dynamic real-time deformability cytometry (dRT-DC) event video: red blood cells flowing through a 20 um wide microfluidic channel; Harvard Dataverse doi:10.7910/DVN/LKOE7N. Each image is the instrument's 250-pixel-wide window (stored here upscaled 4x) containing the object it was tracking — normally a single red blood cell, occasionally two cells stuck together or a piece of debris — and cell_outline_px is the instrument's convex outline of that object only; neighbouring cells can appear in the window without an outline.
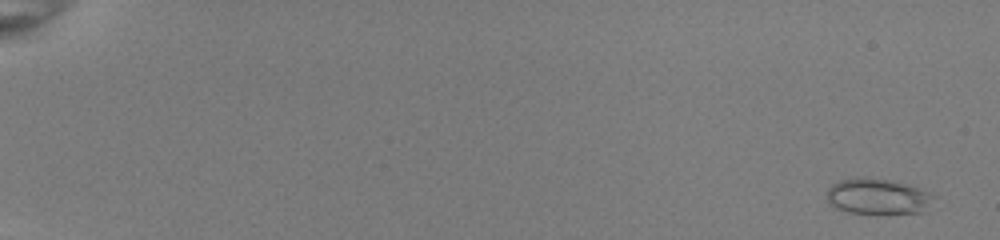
{"species": "common noctule bat (a hibernating species)", "species_latin": "Nyctalus noctula", "temperature_condition": "room temperature", "stored_images_in_passage": 54, "camera_frame_rate_fps": 3000, "um_per_image_px": 0.085, "animal": {"sex": "female", "body_mass_g": 22.0, "forearm_length_mm": 56.7}, "frame": {"image": 1, "passage_image": 3, "time_ms": 0.667, "image_size_px": [1000, 240], "cell_outline_px": [[936, 196], [924, 212], [848, 212], [836, 208], [828, 204], [824, 196], [828, 188], [832, 184], [840, 180], [860, 176], [864, 176], [888, 180], [904, 184], [928, 192]], "centroid_in_image_um": [74.52, 16.67], "position_along_channel_um": 10.5, "area_um2": 22.02}}
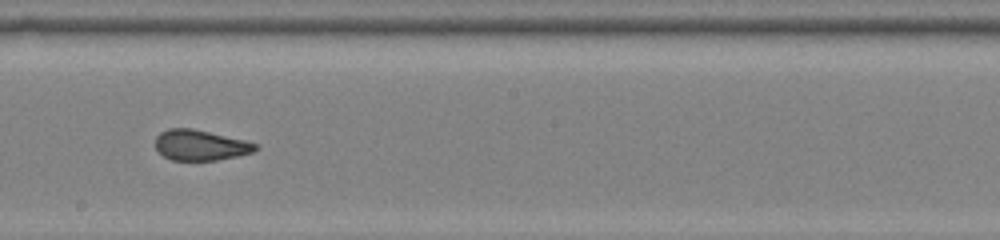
{"frame": {"image": 2, "passage_image": 34, "time_ms": 11.0, "image_size_px": [1000, 240], "cell_outline_px": [[260, 148], [252, 152], [236, 156], [216, 160], [172, 160], [164, 156], [156, 148], [156, 136], [160, 132], [168, 128], [192, 128], [244, 140], [260, 144]], "centroid_in_image_um": [17.05, 12.33], "position_along_channel_um": 231.2, "area_um2": 17.74}}
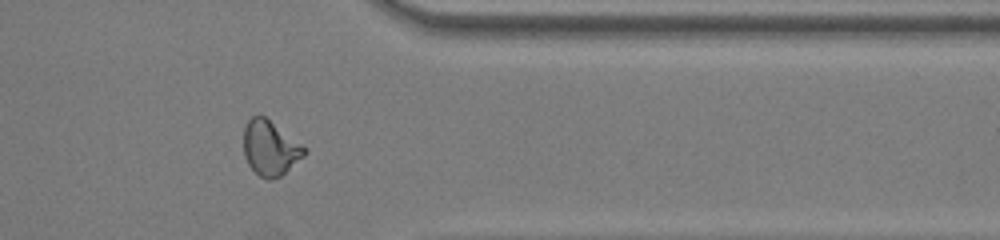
{"frame": {"image": 3, "passage_image": 46, "time_ms": 15.0, "image_size_px": [1000, 240], "cell_outline_px": [[308, 152], [304, 156], [280, 176], [272, 180], [268, 180], [260, 176], [248, 164], [244, 156], [244, 128], [248, 120], [252, 116], [264, 116], [308, 148]], "centroid_in_image_um": [22.98, 12.59], "position_along_channel_um": 388.4, "area_um2": 19.36}, "authors_computed_cell_mechanics": {"area_um2": 20.2011, "velocity_mm_per_s": 4.0211, "shape_relaxation_time_tau1_ms": null, "shape_relaxation_time_tau2_ms": 0.9002, "deformation_change_tau1": null, "deformation_change_tau2": 0.076}}